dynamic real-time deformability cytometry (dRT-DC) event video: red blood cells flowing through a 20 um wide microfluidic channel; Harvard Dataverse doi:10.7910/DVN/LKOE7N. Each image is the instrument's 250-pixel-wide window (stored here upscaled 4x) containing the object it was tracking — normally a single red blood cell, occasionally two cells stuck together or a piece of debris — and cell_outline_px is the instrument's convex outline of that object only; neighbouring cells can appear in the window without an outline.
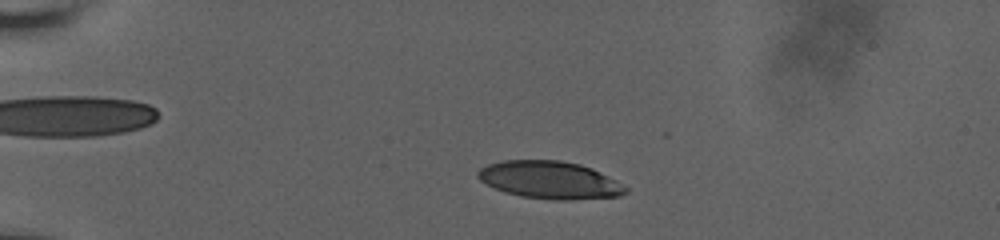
{"species": "human", "species_latin": "Homo sapiens", "temperature_condition": "room temperature", "stored_images_in_passage": 52, "camera_frame_rate_fps": 3000, "um_per_image_px": 0.085, "donor": {"sex": "male"}, "frame": {"image": 1, "passage_image": 9, "time_ms": 2.667, "image_size_px": [1000, 240], "cell_outline_px": [[628, 192], [620, 196], [568, 200], [560, 200], [520, 196], [504, 192], [480, 180], [476, 176], [476, 172], [480, 168], [488, 164], [504, 160], [560, 160], [580, 164], [592, 168], [608, 176], [628, 188]], "centroid_in_image_um": [46.73, 15.29], "position_along_channel_um": 38.3, "area_um2": 32.25}}
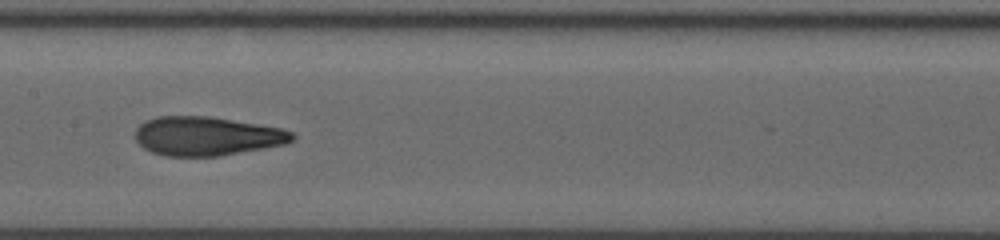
{"frame": {"image": 2, "passage_image": 26, "time_ms": 8.333, "image_size_px": [1000, 240], "cell_outline_px": [[296, 136], [292, 140], [284, 144], [264, 148], [220, 156], [164, 156], [152, 152], [144, 148], [136, 140], [136, 128], [144, 120], [156, 116], [208, 116], [280, 128], [292, 132]], "centroid_in_image_um": [17.54, 11.57], "position_along_channel_um": 189.9, "area_um2": 35.49}}
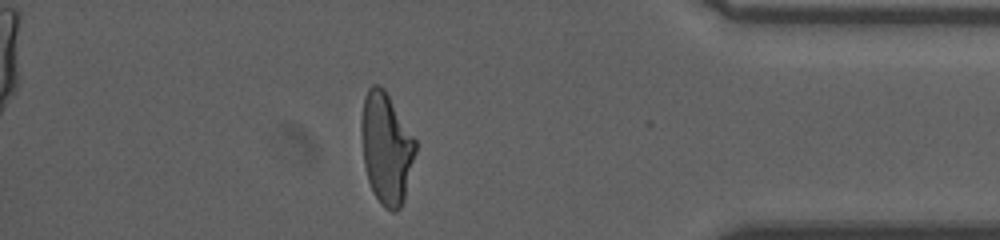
{"frame": {"image": 3, "passage_image": 45, "time_ms": 14.667, "image_size_px": [1000, 240], "cell_outline_px": [[416, 152], [404, 200], [400, 208], [396, 212], [392, 212], [384, 208], [380, 204], [372, 192], [368, 180], [364, 164], [360, 128], [360, 120], [364, 96], [368, 88], [372, 84], [380, 84], [384, 88], [416, 140]], "centroid_in_image_um": [32.82, 12.6], "position_along_channel_um": 402.4, "area_um2": 35.49}, "authors_computed_cell_mechanics": {"area_um2": 34.969, "velocity_mm_per_s": 3.7987, "shape_relaxation_time_tau1_ms": 5.5787, "shape_relaxation_time_tau2_ms": 1.3958, "deformation_change_tau1": 0.2122, "deformation_change_tau2": 0.0976}}